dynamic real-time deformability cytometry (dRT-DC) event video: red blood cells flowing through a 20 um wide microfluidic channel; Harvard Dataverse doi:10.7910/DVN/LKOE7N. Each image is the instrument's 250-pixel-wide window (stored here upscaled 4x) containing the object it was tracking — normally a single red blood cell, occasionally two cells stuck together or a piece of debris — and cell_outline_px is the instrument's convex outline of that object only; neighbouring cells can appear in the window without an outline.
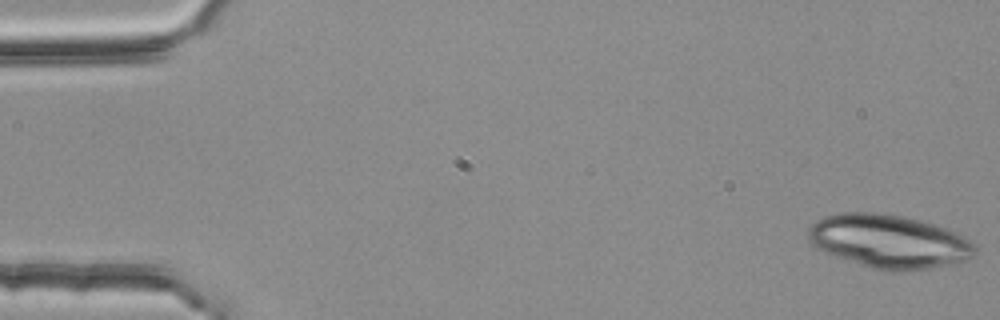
{"species": "common noctule bat (a hibernating species)", "species_latin": "Nyctalus noctula", "temperature_condition": "room temperature", "stored_images_in_passage": 53, "camera_frame_rate_fps": 3000, "um_per_image_px": 0.085, "animal": {"sex": "female", "body_mass_g": 25.1}, "frame": {"image": 1, "passage_image": 1, "time_ms": 0.0, "image_size_px": [1000, 320], "cell_outline_px": [[976, 252], [968, 260], [952, 264], [904, 272], [884, 272], [836, 256], [816, 248], [808, 240], [808, 228], [816, 220], [824, 216], [840, 212], [876, 212], [904, 216], [920, 220], [948, 228], [964, 236], [976, 248]], "centroid_in_image_um": [75.56, 20.52], "position_along_channel_um": 9.4, "area_um2": 52.37}}
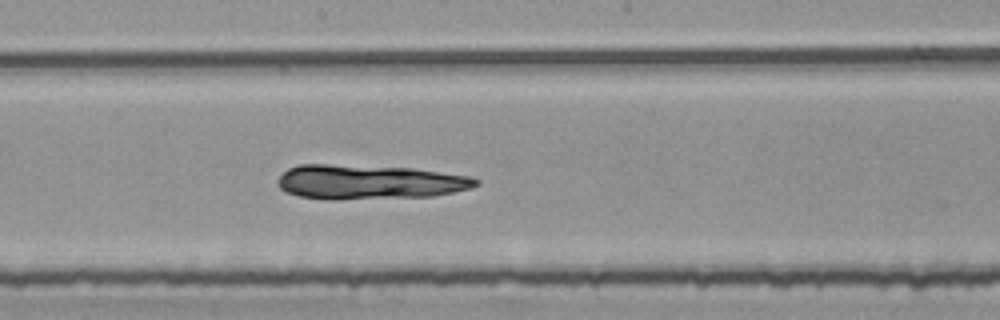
{"frame": {"image": 2, "passage_image": 29, "time_ms": 9.333, "image_size_px": [1000, 320], "cell_outline_px": [[480, 184], [472, 188], [432, 196], [336, 200], [328, 200], [300, 196], [284, 192], [276, 184], [276, 180], [288, 168], [300, 164], [328, 164], [412, 168], [468, 176], [480, 180]], "centroid_in_image_um": [31.34, 15.48], "position_along_channel_um": 216.9, "area_um2": 40.06}}
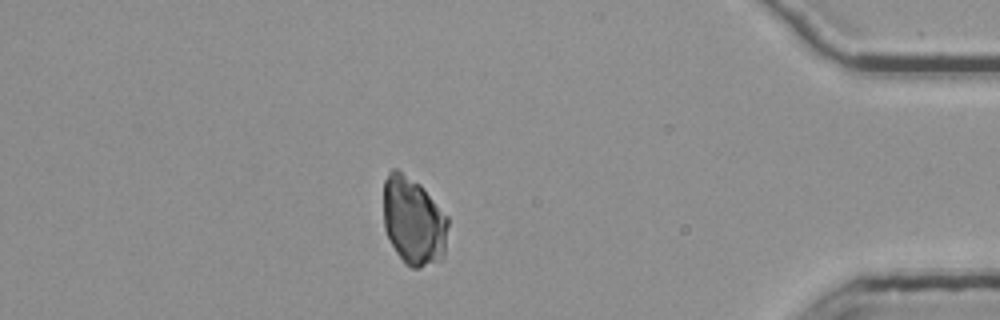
{"frame": {"image": 3, "passage_image": 47, "time_ms": 15.333, "image_size_px": [1000, 320], "cell_outline_px": [[448, 224], [444, 256], [440, 260], [420, 268], [412, 268], [404, 264], [396, 252], [384, 228], [384, 180], [388, 172], [392, 168], [396, 168], [420, 184], [424, 188], [448, 216]], "centroid_in_image_um": [35.15, 18.79], "position_along_channel_um": 400.1, "area_um2": 33.35}}